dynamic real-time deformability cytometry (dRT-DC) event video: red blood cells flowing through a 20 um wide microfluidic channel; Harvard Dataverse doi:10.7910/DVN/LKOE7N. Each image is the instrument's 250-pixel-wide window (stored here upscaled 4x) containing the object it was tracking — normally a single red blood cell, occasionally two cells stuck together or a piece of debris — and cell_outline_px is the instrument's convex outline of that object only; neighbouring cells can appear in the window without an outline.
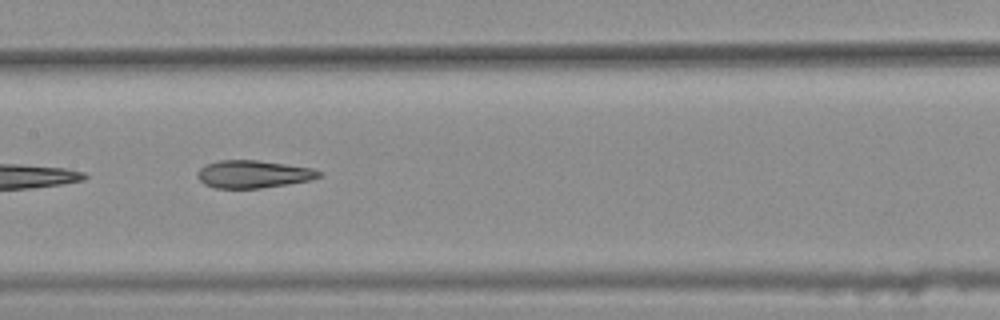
{"species": "common noctule bat (a hibernating species)", "species_latin": "Nyctalus noctula", "temperature_condition": "warm", "stored_images_in_passage": 5, "camera_frame_rate_fps": 3000, "um_per_image_px": 0.085, "animal": {"sex": "female", "body_mass_g": 25.1}, "frame": {"image": 1, "passage_image": 4, "time_ms": 1.0, "image_size_px": [1000, 320], "cell_outline_px": [[324, 176], [312, 180], [288, 184], [260, 188], [216, 188], [204, 184], [196, 176], [196, 172], [204, 164], [220, 160], [260, 160], [312, 168], [324, 172]], "centroid_in_image_um": [21.56, 14.8], "position_along_channel_um": 185.8, "area_um2": 19.88}}
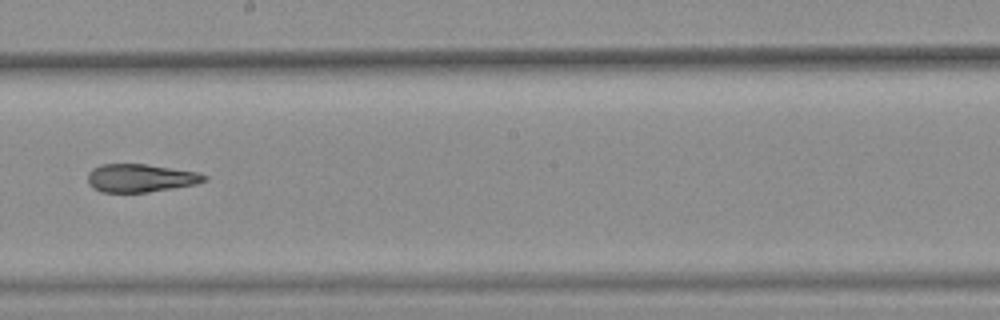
{"frame": {"image": 2, "passage_image": 5, "time_ms": 1.333, "image_size_px": [1000, 320], "cell_outline_px": [[208, 180], [196, 184], [148, 192], [100, 192], [92, 188], [88, 184], [88, 172], [92, 168], [100, 164], [144, 164], [196, 172], [208, 176]], "centroid_in_image_um": [11.9, 15.14], "position_along_channel_um": 236.3, "area_um2": 19.07}}